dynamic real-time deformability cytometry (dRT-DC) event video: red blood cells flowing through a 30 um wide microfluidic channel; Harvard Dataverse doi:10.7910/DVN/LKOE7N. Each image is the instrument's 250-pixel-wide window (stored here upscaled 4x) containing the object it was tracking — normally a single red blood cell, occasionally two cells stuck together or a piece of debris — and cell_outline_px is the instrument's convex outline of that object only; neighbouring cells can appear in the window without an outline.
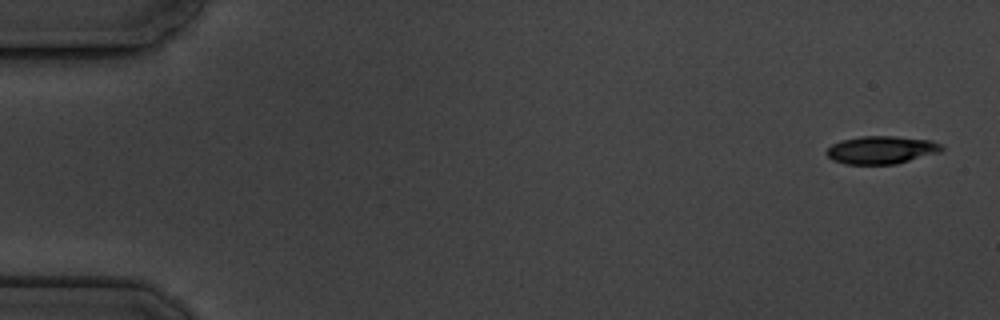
{"species": "common noctule bat (a hibernating species)", "species_latin": "Nyctalus noctula", "temperature_condition": "cold", "stored_images_in_passage": 8, "camera_frame_rate_fps": 3000, "um_per_image_px": 0.085, "animal": {"sex": "male", "body_mass_g": 19.5, "forearm_length_mm": 54.6}, "frame": {"image": 1, "passage_image": 1, "time_ms": 0.0, "image_size_px": [1000, 320], "cell_outline_px": [[944, 148], [940, 152], [896, 164], [844, 164], [832, 160], [824, 152], [832, 144], [840, 140], [860, 136], [896, 136], [932, 140], [940, 144]], "centroid_in_image_um": [74.89, 12.74], "position_along_channel_um": 10.1, "area_um2": 18.84}}
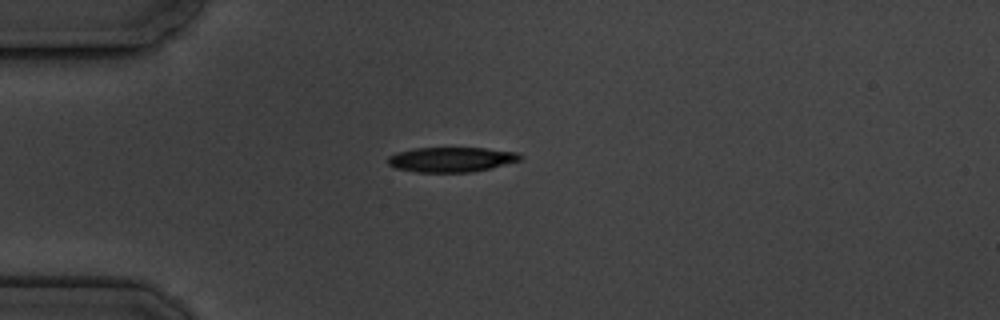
{"frame": {"image": 2, "passage_image": 5, "time_ms": 4.333, "image_size_px": [1000, 320], "cell_outline_px": [[524, 156], [520, 160], [492, 168], [472, 172], [416, 172], [396, 168], [388, 164], [388, 156], [396, 152], [412, 148], [484, 148], [516, 152]], "centroid_in_image_um": [38.35, 13.56], "position_along_channel_um": 46.6, "area_um2": 19.25}}
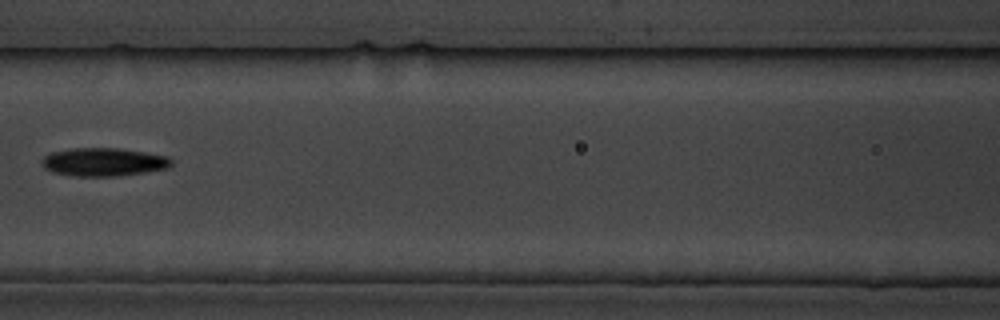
{"frame": {"image": 3, "passage_image": 8, "time_ms": 8.0, "image_size_px": [1000, 320], "cell_outline_px": [[172, 164], [168, 168], [120, 176], [72, 176], [52, 172], [44, 168], [40, 164], [40, 160], [44, 156], [52, 152], [72, 148], [120, 148], [168, 156], [172, 160]], "centroid_in_image_um": [8.77, 13.77], "position_along_channel_um": 157.8, "area_um2": 21.5}}